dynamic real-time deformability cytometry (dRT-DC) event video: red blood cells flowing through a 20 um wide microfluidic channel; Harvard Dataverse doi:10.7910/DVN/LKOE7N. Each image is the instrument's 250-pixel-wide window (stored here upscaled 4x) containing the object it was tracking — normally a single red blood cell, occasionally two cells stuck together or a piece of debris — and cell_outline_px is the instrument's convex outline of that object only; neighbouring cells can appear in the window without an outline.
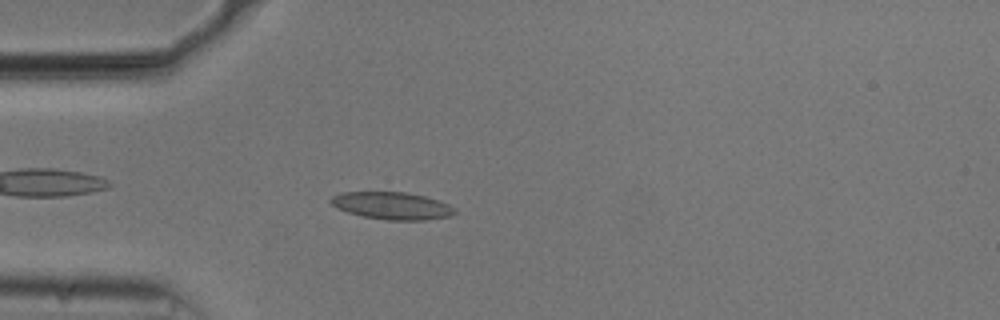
{"species": "common noctule bat (a hibernating species)", "species_latin": "Nyctalus noctula", "temperature_condition": "cold", "stored_images_in_passage": 45, "camera_frame_rate_fps": 3000, "um_per_image_px": 0.085, "animal": {"sex": "male", "body_mass_g": 20.5, "forearm_length_mm": 52.5}, "frame": {"image": 1, "passage_image": 6, "time_ms": 1.667, "image_size_px": [1000, 320], "cell_outline_px": [[456, 212], [452, 216], [424, 220], [388, 220], [364, 216], [348, 212], [336, 208], [328, 200], [332, 196], [340, 192], [404, 192], [424, 196], [440, 200], [456, 208]], "centroid_in_image_um": [33.34, 17.48], "position_along_channel_um": 51.7, "area_um2": 19.83}}
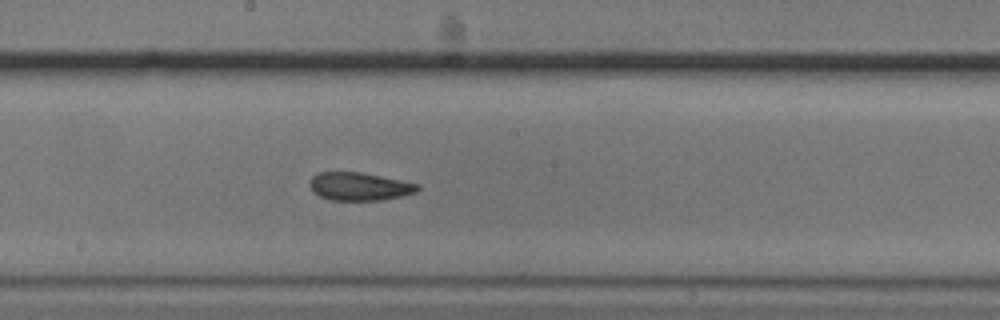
{"frame": {"image": 2, "passage_image": 20, "time_ms": 6.333, "image_size_px": [1000, 320], "cell_outline_px": [[420, 188], [416, 192], [384, 200], [332, 200], [320, 196], [312, 192], [308, 184], [312, 176], [316, 172], [360, 172], [420, 184]], "centroid_in_image_um": [30.51, 15.84], "position_along_channel_um": 217.7, "area_um2": 17.69}}
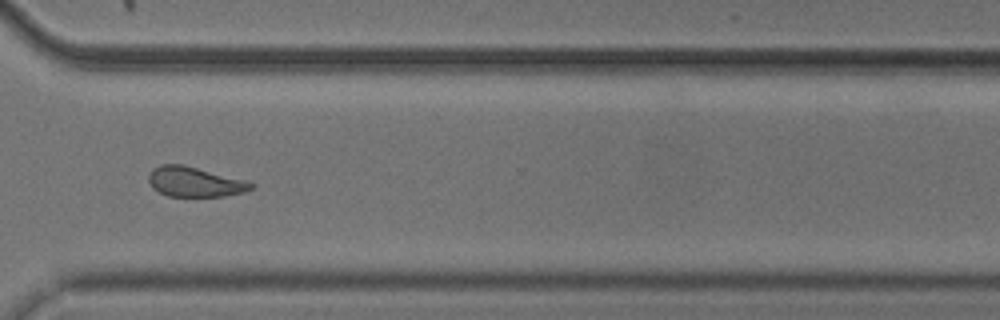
{"frame": {"image": 3, "passage_image": 31, "time_ms": 10.0, "image_size_px": [1000, 320], "cell_outline_px": [[256, 184], [252, 188], [244, 192], [224, 196], [168, 196], [152, 188], [148, 180], [148, 176], [152, 168], [160, 164], [184, 164], [248, 180]], "centroid_in_image_um": [16.57, 15.44], "position_along_channel_um": 354.0, "area_um2": 18.15}, "authors_computed_cell_mechanics": {"area_um2": 18.6116, "velocity_mm_per_s": 3.7348, "shape_relaxation_time_tau1_ms": null, "shape_relaxation_time_tau2_ms": 3.0128, "deformation_change_tau1": null, "deformation_change_tau2": 0.0712}}